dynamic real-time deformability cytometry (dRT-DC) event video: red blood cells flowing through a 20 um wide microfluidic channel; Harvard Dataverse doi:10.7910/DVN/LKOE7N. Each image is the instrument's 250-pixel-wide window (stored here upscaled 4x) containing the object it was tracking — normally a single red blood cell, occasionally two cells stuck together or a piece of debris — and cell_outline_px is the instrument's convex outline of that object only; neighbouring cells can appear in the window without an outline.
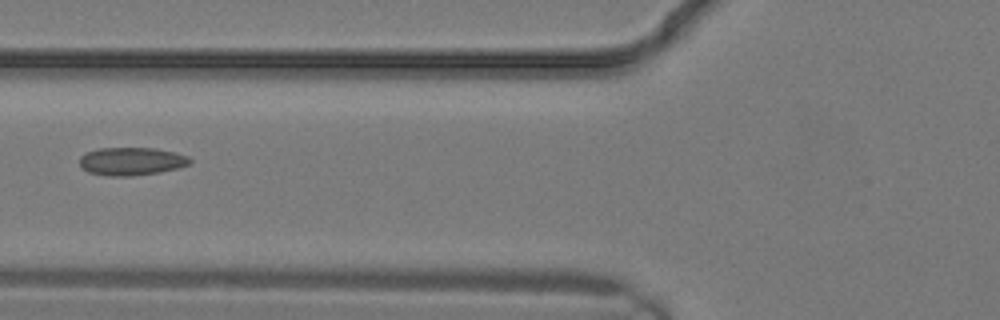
{"species": "common noctule bat (a hibernating species)", "species_latin": "Nyctalus noctula", "temperature_condition": "warm", "stored_images_in_passage": 10, "camera_frame_rate_fps": 3000, "um_per_image_px": 0.085, "animal": {"sex": "male", "body_mass_g": 19.2, "forearm_length_mm": 51.8}, "frame": {"image": 1, "passage_image": 9, "time_ms": 2.667, "image_size_px": [1000, 320], "cell_outline_px": [[192, 160], [188, 164], [180, 168], [160, 172], [132, 176], [108, 176], [88, 172], [80, 168], [80, 156], [88, 152], [100, 148], [152, 148], [172, 152], [188, 156]], "centroid_in_image_um": [11.16, 13.72], "position_along_channel_um": 114.6, "area_um2": 17.98}}